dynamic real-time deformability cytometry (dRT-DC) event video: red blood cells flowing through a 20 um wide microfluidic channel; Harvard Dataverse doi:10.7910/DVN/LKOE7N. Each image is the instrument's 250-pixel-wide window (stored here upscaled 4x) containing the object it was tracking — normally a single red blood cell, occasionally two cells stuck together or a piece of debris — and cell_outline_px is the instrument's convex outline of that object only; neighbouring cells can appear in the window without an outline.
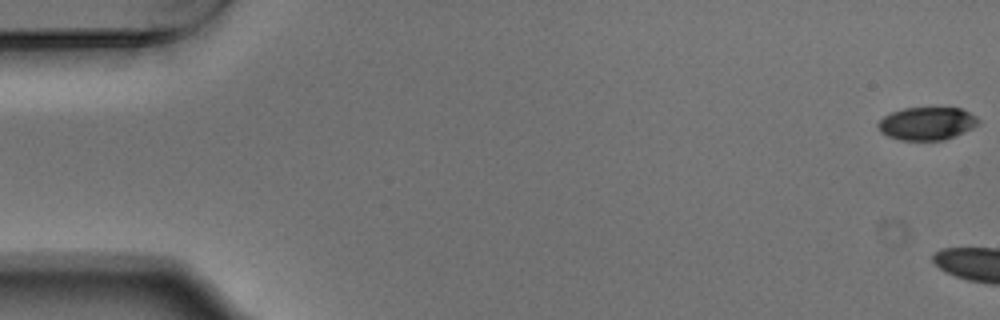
{"species": "Egyptian fruit bat (a non-hibernating species)", "species_latin": "Rousettus aegyptiacus", "temperature_condition": "warm", "stored_images_in_passage": 5, "camera_frame_rate_fps": 3000, "um_per_image_px": 0.085, "animal": {"sex": "male"}, "frame": {"image": 1, "passage_image": 1, "time_ms": 0.0, "image_size_px": [1000, 320], "cell_outline_px": [[980, 120], [972, 128], [964, 132], [944, 140], [900, 140], [888, 136], [880, 132], [876, 124], [884, 116], [892, 112], [904, 108], [960, 108], [976, 116]], "centroid_in_image_um": [78.76, 10.5], "position_along_channel_um": 6.2, "area_um2": 19.13}}